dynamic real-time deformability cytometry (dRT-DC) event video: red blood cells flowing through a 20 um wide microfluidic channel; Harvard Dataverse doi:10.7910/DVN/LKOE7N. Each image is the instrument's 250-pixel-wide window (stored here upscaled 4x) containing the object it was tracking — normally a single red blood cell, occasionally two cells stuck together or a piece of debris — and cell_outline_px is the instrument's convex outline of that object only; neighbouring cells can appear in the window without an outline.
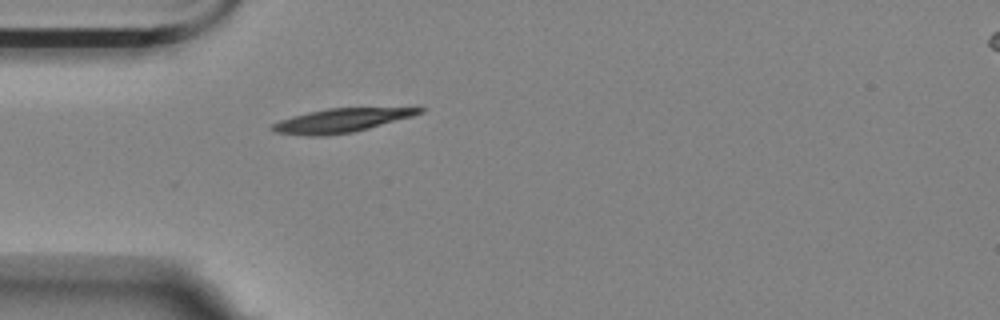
{"species": "Egyptian fruit bat (a non-hibernating species)", "species_latin": "Rousettus aegyptiacus", "temperature_condition": "room temperature", "stored_images_in_passage": 41, "camera_frame_rate_fps": 3000, "um_per_image_px": 0.085, "animal": {"sex": "female"}, "frame": {"image": 1, "passage_image": 1, "time_ms": 0.0, "image_size_px": [1000, 320], "cell_outline_px": [[424, 112], [412, 116], [368, 128], [352, 132], [324, 136], [308, 136], [276, 132], [268, 128], [272, 124], [280, 120], [292, 116], [308, 112], [328, 108], [416, 104], [420, 104], [424, 108]], "centroid_in_image_um": [29.22, 10.16], "position_along_channel_um": 55.8, "area_um2": 21.56}}
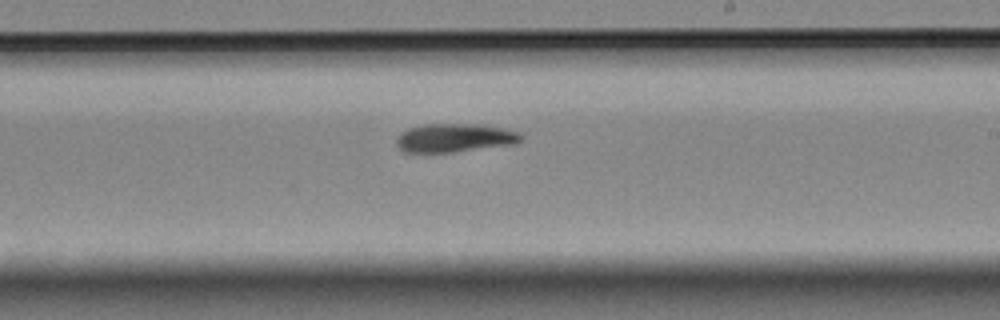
{"frame": {"image": 2, "passage_image": 18, "time_ms": 5.667, "image_size_px": [1000, 320], "cell_outline_px": [[524, 136], [516, 144], [452, 152], [404, 152], [396, 144], [396, 140], [400, 132], [408, 128], [424, 124], [484, 124], [520, 132]], "centroid_in_image_um": [38.66, 11.71], "position_along_channel_um": 250.3, "area_um2": 20.87}}
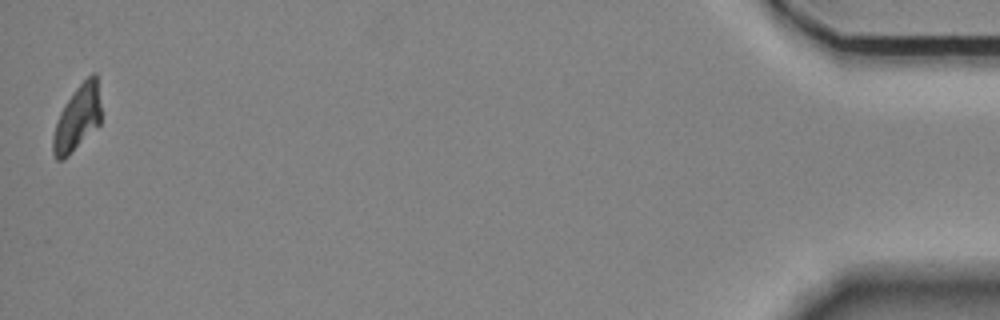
{"frame": {"image": 3, "passage_image": 41, "time_ms": 13.333, "image_size_px": [1000, 320], "cell_outline_px": [[100, 124], [64, 160], [56, 160], [52, 152], [52, 136], [60, 112], [64, 104], [76, 88], [92, 72], [96, 72], [100, 104]], "centroid_in_image_um": [6.56, 10.06], "position_along_channel_um": 428.6, "area_um2": 18.21}}